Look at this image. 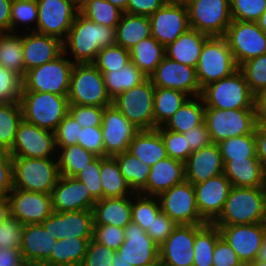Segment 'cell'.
Here are the masks:
<instances>
[{"label":"cell","mask_w":266,"mask_h":266,"mask_svg":"<svg viewBox=\"0 0 266 266\" xmlns=\"http://www.w3.org/2000/svg\"><path fill=\"white\" fill-rule=\"evenodd\" d=\"M115 44V28L94 23L78 13L63 41V52H71L73 63H93L102 48Z\"/></svg>","instance_id":"6da1fadb"},{"label":"cell","mask_w":266,"mask_h":266,"mask_svg":"<svg viewBox=\"0 0 266 266\" xmlns=\"http://www.w3.org/2000/svg\"><path fill=\"white\" fill-rule=\"evenodd\" d=\"M266 223V187L232 186L216 226Z\"/></svg>","instance_id":"7a4b0ae2"},{"label":"cell","mask_w":266,"mask_h":266,"mask_svg":"<svg viewBox=\"0 0 266 266\" xmlns=\"http://www.w3.org/2000/svg\"><path fill=\"white\" fill-rule=\"evenodd\" d=\"M13 186L23 191L51 194L59 177L57 159L12 156Z\"/></svg>","instance_id":"3957f363"},{"label":"cell","mask_w":266,"mask_h":266,"mask_svg":"<svg viewBox=\"0 0 266 266\" xmlns=\"http://www.w3.org/2000/svg\"><path fill=\"white\" fill-rule=\"evenodd\" d=\"M201 97L206 108L254 109V94L240 69L205 86Z\"/></svg>","instance_id":"277c9868"},{"label":"cell","mask_w":266,"mask_h":266,"mask_svg":"<svg viewBox=\"0 0 266 266\" xmlns=\"http://www.w3.org/2000/svg\"><path fill=\"white\" fill-rule=\"evenodd\" d=\"M68 96L46 92L22 91L20 103L23 119L31 124L55 132L68 114Z\"/></svg>","instance_id":"5b68a950"},{"label":"cell","mask_w":266,"mask_h":266,"mask_svg":"<svg viewBox=\"0 0 266 266\" xmlns=\"http://www.w3.org/2000/svg\"><path fill=\"white\" fill-rule=\"evenodd\" d=\"M67 98L69 105L107 107L112 104L103 74L93 63L74 64Z\"/></svg>","instance_id":"8992f818"},{"label":"cell","mask_w":266,"mask_h":266,"mask_svg":"<svg viewBox=\"0 0 266 266\" xmlns=\"http://www.w3.org/2000/svg\"><path fill=\"white\" fill-rule=\"evenodd\" d=\"M239 69L224 36H210L204 43L196 67L201 90Z\"/></svg>","instance_id":"52a82bcc"},{"label":"cell","mask_w":266,"mask_h":266,"mask_svg":"<svg viewBox=\"0 0 266 266\" xmlns=\"http://www.w3.org/2000/svg\"><path fill=\"white\" fill-rule=\"evenodd\" d=\"M64 56L67 55L63 52L53 61L26 71L22 78V91L50 92L68 96L71 73L75 63Z\"/></svg>","instance_id":"ba28073f"},{"label":"cell","mask_w":266,"mask_h":266,"mask_svg":"<svg viewBox=\"0 0 266 266\" xmlns=\"http://www.w3.org/2000/svg\"><path fill=\"white\" fill-rule=\"evenodd\" d=\"M155 86L147 77L142 83L112 99V104L139 130L154 129Z\"/></svg>","instance_id":"9c48e42d"},{"label":"cell","mask_w":266,"mask_h":266,"mask_svg":"<svg viewBox=\"0 0 266 266\" xmlns=\"http://www.w3.org/2000/svg\"><path fill=\"white\" fill-rule=\"evenodd\" d=\"M205 124L212 143L252 134L258 124L254 109L205 108Z\"/></svg>","instance_id":"30bf717a"},{"label":"cell","mask_w":266,"mask_h":266,"mask_svg":"<svg viewBox=\"0 0 266 266\" xmlns=\"http://www.w3.org/2000/svg\"><path fill=\"white\" fill-rule=\"evenodd\" d=\"M189 24L208 36H224L232 22L230 0H186Z\"/></svg>","instance_id":"8fae6325"},{"label":"cell","mask_w":266,"mask_h":266,"mask_svg":"<svg viewBox=\"0 0 266 266\" xmlns=\"http://www.w3.org/2000/svg\"><path fill=\"white\" fill-rule=\"evenodd\" d=\"M224 37L238 67L252 58L266 54V34L257 22L232 20Z\"/></svg>","instance_id":"7c38bea8"},{"label":"cell","mask_w":266,"mask_h":266,"mask_svg":"<svg viewBox=\"0 0 266 266\" xmlns=\"http://www.w3.org/2000/svg\"><path fill=\"white\" fill-rule=\"evenodd\" d=\"M161 211L177 225L206 224L200 217L193 184L184 181L157 196Z\"/></svg>","instance_id":"4fadbf2b"},{"label":"cell","mask_w":266,"mask_h":266,"mask_svg":"<svg viewBox=\"0 0 266 266\" xmlns=\"http://www.w3.org/2000/svg\"><path fill=\"white\" fill-rule=\"evenodd\" d=\"M38 6L37 28L32 31L53 36L62 42L79 10L70 0H36Z\"/></svg>","instance_id":"5bb4252c"},{"label":"cell","mask_w":266,"mask_h":266,"mask_svg":"<svg viewBox=\"0 0 266 266\" xmlns=\"http://www.w3.org/2000/svg\"><path fill=\"white\" fill-rule=\"evenodd\" d=\"M149 19L152 37L164 47L191 28L186 4L179 0H168Z\"/></svg>","instance_id":"9a60e30c"},{"label":"cell","mask_w":266,"mask_h":266,"mask_svg":"<svg viewBox=\"0 0 266 266\" xmlns=\"http://www.w3.org/2000/svg\"><path fill=\"white\" fill-rule=\"evenodd\" d=\"M8 152L12 156L26 158H53L51 155L56 152L55 132L23 119L18 126L12 148Z\"/></svg>","instance_id":"2e32d148"},{"label":"cell","mask_w":266,"mask_h":266,"mask_svg":"<svg viewBox=\"0 0 266 266\" xmlns=\"http://www.w3.org/2000/svg\"><path fill=\"white\" fill-rule=\"evenodd\" d=\"M155 87L176 89L191 97L201 96L196 68L173 61L166 56L149 76Z\"/></svg>","instance_id":"e0dca14e"},{"label":"cell","mask_w":266,"mask_h":266,"mask_svg":"<svg viewBox=\"0 0 266 266\" xmlns=\"http://www.w3.org/2000/svg\"><path fill=\"white\" fill-rule=\"evenodd\" d=\"M105 157H114L129 148L139 131L113 104L104 107L101 125Z\"/></svg>","instance_id":"ac0fdd59"},{"label":"cell","mask_w":266,"mask_h":266,"mask_svg":"<svg viewBox=\"0 0 266 266\" xmlns=\"http://www.w3.org/2000/svg\"><path fill=\"white\" fill-rule=\"evenodd\" d=\"M8 199L10 216L23 225L42 223L53 212L51 194L13 188L8 194Z\"/></svg>","instance_id":"d6986e66"},{"label":"cell","mask_w":266,"mask_h":266,"mask_svg":"<svg viewBox=\"0 0 266 266\" xmlns=\"http://www.w3.org/2000/svg\"><path fill=\"white\" fill-rule=\"evenodd\" d=\"M218 228L223 240L232 247L243 264L257 258L266 234V223L218 226Z\"/></svg>","instance_id":"ffe728a7"},{"label":"cell","mask_w":266,"mask_h":266,"mask_svg":"<svg viewBox=\"0 0 266 266\" xmlns=\"http://www.w3.org/2000/svg\"><path fill=\"white\" fill-rule=\"evenodd\" d=\"M124 238L117 250L120 259L132 266H148L159 261V246L138 224L131 221L124 228Z\"/></svg>","instance_id":"44dd1931"},{"label":"cell","mask_w":266,"mask_h":266,"mask_svg":"<svg viewBox=\"0 0 266 266\" xmlns=\"http://www.w3.org/2000/svg\"><path fill=\"white\" fill-rule=\"evenodd\" d=\"M54 238H93L94 220L92 210L52 212L42 223Z\"/></svg>","instance_id":"7402d4cb"},{"label":"cell","mask_w":266,"mask_h":266,"mask_svg":"<svg viewBox=\"0 0 266 266\" xmlns=\"http://www.w3.org/2000/svg\"><path fill=\"white\" fill-rule=\"evenodd\" d=\"M200 217L213 223L221 214L232 187L229 179L221 174L193 185Z\"/></svg>","instance_id":"603a6c76"},{"label":"cell","mask_w":266,"mask_h":266,"mask_svg":"<svg viewBox=\"0 0 266 266\" xmlns=\"http://www.w3.org/2000/svg\"><path fill=\"white\" fill-rule=\"evenodd\" d=\"M195 225H178L159 246L163 266H192L194 259Z\"/></svg>","instance_id":"cb8c5ba5"},{"label":"cell","mask_w":266,"mask_h":266,"mask_svg":"<svg viewBox=\"0 0 266 266\" xmlns=\"http://www.w3.org/2000/svg\"><path fill=\"white\" fill-rule=\"evenodd\" d=\"M51 201L54 212L92 210L96 203L84 183L62 175L51 192Z\"/></svg>","instance_id":"d4e9b609"},{"label":"cell","mask_w":266,"mask_h":266,"mask_svg":"<svg viewBox=\"0 0 266 266\" xmlns=\"http://www.w3.org/2000/svg\"><path fill=\"white\" fill-rule=\"evenodd\" d=\"M185 181L194 184L223 174L224 163L216 143L193 151L184 162Z\"/></svg>","instance_id":"484cf974"},{"label":"cell","mask_w":266,"mask_h":266,"mask_svg":"<svg viewBox=\"0 0 266 266\" xmlns=\"http://www.w3.org/2000/svg\"><path fill=\"white\" fill-rule=\"evenodd\" d=\"M22 36L23 61L26 71L53 61L63 53V42L35 31Z\"/></svg>","instance_id":"4316f807"},{"label":"cell","mask_w":266,"mask_h":266,"mask_svg":"<svg viewBox=\"0 0 266 266\" xmlns=\"http://www.w3.org/2000/svg\"><path fill=\"white\" fill-rule=\"evenodd\" d=\"M57 239L45 230L41 223L25 224L22 232L20 251L29 265H43L51 256Z\"/></svg>","instance_id":"83f0119b"},{"label":"cell","mask_w":266,"mask_h":266,"mask_svg":"<svg viewBox=\"0 0 266 266\" xmlns=\"http://www.w3.org/2000/svg\"><path fill=\"white\" fill-rule=\"evenodd\" d=\"M184 181V163L167 157L150 167L147 184L139 193L146 196H158Z\"/></svg>","instance_id":"f1b7e54d"},{"label":"cell","mask_w":266,"mask_h":266,"mask_svg":"<svg viewBox=\"0 0 266 266\" xmlns=\"http://www.w3.org/2000/svg\"><path fill=\"white\" fill-rule=\"evenodd\" d=\"M223 174L234 187H266V169L258 158L223 161Z\"/></svg>","instance_id":"f546056e"},{"label":"cell","mask_w":266,"mask_h":266,"mask_svg":"<svg viewBox=\"0 0 266 266\" xmlns=\"http://www.w3.org/2000/svg\"><path fill=\"white\" fill-rule=\"evenodd\" d=\"M131 196L102 198L93 206L94 225H111L125 228L131 222Z\"/></svg>","instance_id":"4dcf8cb0"},{"label":"cell","mask_w":266,"mask_h":266,"mask_svg":"<svg viewBox=\"0 0 266 266\" xmlns=\"http://www.w3.org/2000/svg\"><path fill=\"white\" fill-rule=\"evenodd\" d=\"M209 37L190 28L165 47V56L173 61L196 68L202 47Z\"/></svg>","instance_id":"1f68e13d"},{"label":"cell","mask_w":266,"mask_h":266,"mask_svg":"<svg viewBox=\"0 0 266 266\" xmlns=\"http://www.w3.org/2000/svg\"><path fill=\"white\" fill-rule=\"evenodd\" d=\"M128 151L150 167L168 157L157 129L139 130L130 142Z\"/></svg>","instance_id":"d6a6232c"},{"label":"cell","mask_w":266,"mask_h":266,"mask_svg":"<svg viewBox=\"0 0 266 266\" xmlns=\"http://www.w3.org/2000/svg\"><path fill=\"white\" fill-rule=\"evenodd\" d=\"M116 44L129 50L143 39L151 35L149 16L123 13L120 22L115 28Z\"/></svg>","instance_id":"836d02e7"},{"label":"cell","mask_w":266,"mask_h":266,"mask_svg":"<svg viewBox=\"0 0 266 266\" xmlns=\"http://www.w3.org/2000/svg\"><path fill=\"white\" fill-rule=\"evenodd\" d=\"M205 104L201 96L190 97L163 125L176 133H185L201 125L205 118Z\"/></svg>","instance_id":"e575fe53"},{"label":"cell","mask_w":266,"mask_h":266,"mask_svg":"<svg viewBox=\"0 0 266 266\" xmlns=\"http://www.w3.org/2000/svg\"><path fill=\"white\" fill-rule=\"evenodd\" d=\"M100 181L102 198L132 196L133 190L121 174L115 157L100 156Z\"/></svg>","instance_id":"d590c367"},{"label":"cell","mask_w":266,"mask_h":266,"mask_svg":"<svg viewBox=\"0 0 266 266\" xmlns=\"http://www.w3.org/2000/svg\"><path fill=\"white\" fill-rule=\"evenodd\" d=\"M92 238H64L57 240L50 258L43 266H80Z\"/></svg>","instance_id":"8d00e7d4"},{"label":"cell","mask_w":266,"mask_h":266,"mask_svg":"<svg viewBox=\"0 0 266 266\" xmlns=\"http://www.w3.org/2000/svg\"><path fill=\"white\" fill-rule=\"evenodd\" d=\"M129 54L130 61L149 77L165 57V47L150 36L131 47Z\"/></svg>","instance_id":"74e56055"},{"label":"cell","mask_w":266,"mask_h":266,"mask_svg":"<svg viewBox=\"0 0 266 266\" xmlns=\"http://www.w3.org/2000/svg\"><path fill=\"white\" fill-rule=\"evenodd\" d=\"M220 238V230L213 223L195 224L192 266H213L214 247Z\"/></svg>","instance_id":"f35d334b"},{"label":"cell","mask_w":266,"mask_h":266,"mask_svg":"<svg viewBox=\"0 0 266 266\" xmlns=\"http://www.w3.org/2000/svg\"><path fill=\"white\" fill-rule=\"evenodd\" d=\"M57 163L60 175L75 177L88 164L93 162L98 156L91 151L84 149L81 145L56 146Z\"/></svg>","instance_id":"ab89813d"},{"label":"cell","mask_w":266,"mask_h":266,"mask_svg":"<svg viewBox=\"0 0 266 266\" xmlns=\"http://www.w3.org/2000/svg\"><path fill=\"white\" fill-rule=\"evenodd\" d=\"M111 99L142 83L147 76L131 61L120 70L101 71Z\"/></svg>","instance_id":"60d3db41"},{"label":"cell","mask_w":266,"mask_h":266,"mask_svg":"<svg viewBox=\"0 0 266 266\" xmlns=\"http://www.w3.org/2000/svg\"><path fill=\"white\" fill-rule=\"evenodd\" d=\"M189 98V95L176 89L155 87L154 129L163 126Z\"/></svg>","instance_id":"b9f144b4"},{"label":"cell","mask_w":266,"mask_h":266,"mask_svg":"<svg viewBox=\"0 0 266 266\" xmlns=\"http://www.w3.org/2000/svg\"><path fill=\"white\" fill-rule=\"evenodd\" d=\"M114 157L125 181L134 193H139L147 184L150 166L136 158L128 150Z\"/></svg>","instance_id":"7bdbcfd3"},{"label":"cell","mask_w":266,"mask_h":266,"mask_svg":"<svg viewBox=\"0 0 266 266\" xmlns=\"http://www.w3.org/2000/svg\"><path fill=\"white\" fill-rule=\"evenodd\" d=\"M22 120L20 101L0 104V149L9 151L12 148Z\"/></svg>","instance_id":"ee69618b"},{"label":"cell","mask_w":266,"mask_h":266,"mask_svg":"<svg viewBox=\"0 0 266 266\" xmlns=\"http://www.w3.org/2000/svg\"><path fill=\"white\" fill-rule=\"evenodd\" d=\"M0 65L24 77L22 34L7 32L3 36L0 46Z\"/></svg>","instance_id":"f6af8a7d"},{"label":"cell","mask_w":266,"mask_h":266,"mask_svg":"<svg viewBox=\"0 0 266 266\" xmlns=\"http://www.w3.org/2000/svg\"><path fill=\"white\" fill-rule=\"evenodd\" d=\"M223 161L258 158L255 144V131L252 134L227 138L217 143Z\"/></svg>","instance_id":"bcb514c9"},{"label":"cell","mask_w":266,"mask_h":266,"mask_svg":"<svg viewBox=\"0 0 266 266\" xmlns=\"http://www.w3.org/2000/svg\"><path fill=\"white\" fill-rule=\"evenodd\" d=\"M79 13L94 23L116 28L124 12L106 0H90Z\"/></svg>","instance_id":"7dc6e473"},{"label":"cell","mask_w":266,"mask_h":266,"mask_svg":"<svg viewBox=\"0 0 266 266\" xmlns=\"http://www.w3.org/2000/svg\"><path fill=\"white\" fill-rule=\"evenodd\" d=\"M134 197L136 199L132 200L131 221L147 231L161 211L159 200L157 196H146L140 193H134Z\"/></svg>","instance_id":"c3c4849f"},{"label":"cell","mask_w":266,"mask_h":266,"mask_svg":"<svg viewBox=\"0 0 266 266\" xmlns=\"http://www.w3.org/2000/svg\"><path fill=\"white\" fill-rule=\"evenodd\" d=\"M129 62V50L115 44L102 48L93 64L100 71H113L122 69Z\"/></svg>","instance_id":"681fc988"},{"label":"cell","mask_w":266,"mask_h":266,"mask_svg":"<svg viewBox=\"0 0 266 266\" xmlns=\"http://www.w3.org/2000/svg\"><path fill=\"white\" fill-rule=\"evenodd\" d=\"M239 69L243 72L253 94L266 88V54L244 62Z\"/></svg>","instance_id":"f907efd6"},{"label":"cell","mask_w":266,"mask_h":266,"mask_svg":"<svg viewBox=\"0 0 266 266\" xmlns=\"http://www.w3.org/2000/svg\"><path fill=\"white\" fill-rule=\"evenodd\" d=\"M156 129L163 139L168 157L184 163L193 152L189 147L187 137H184L182 133L165 129L163 126Z\"/></svg>","instance_id":"816d5d0a"},{"label":"cell","mask_w":266,"mask_h":266,"mask_svg":"<svg viewBox=\"0 0 266 266\" xmlns=\"http://www.w3.org/2000/svg\"><path fill=\"white\" fill-rule=\"evenodd\" d=\"M22 89V77L0 65V104L20 101Z\"/></svg>","instance_id":"f5cc1de1"},{"label":"cell","mask_w":266,"mask_h":266,"mask_svg":"<svg viewBox=\"0 0 266 266\" xmlns=\"http://www.w3.org/2000/svg\"><path fill=\"white\" fill-rule=\"evenodd\" d=\"M266 10V0H230L232 20L256 22Z\"/></svg>","instance_id":"db71d44e"},{"label":"cell","mask_w":266,"mask_h":266,"mask_svg":"<svg viewBox=\"0 0 266 266\" xmlns=\"http://www.w3.org/2000/svg\"><path fill=\"white\" fill-rule=\"evenodd\" d=\"M38 6L36 0H12L10 32L15 33V28L20 24L35 22L37 28Z\"/></svg>","instance_id":"11a10c76"},{"label":"cell","mask_w":266,"mask_h":266,"mask_svg":"<svg viewBox=\"0 0 266 266\" xmlns=\"http://www.w3.org/2000/svg\"><path fill=\"white\" fill-rule=\"evenodd\" d=\"M116 253L117 251L101 245L92 238L80 266H112Z\"/></svg>","instance_id":"9f6ffc18"},{"label":"cell","mask_w":266,"mask_h":266,"mask_svg":"<svg viewBox=\"0 0 266 266\" xmlns=\"http://www.w3.org/2000/svg\"><path fill=\"white\" fill-rule=\"evenodd\" d=\"M75 178L84 183L90 195L96 200L102 199V186L100 181V156L87 165Z\"/></svg>","instance_id":"6f0895ef"},{"label":"cell","mask_w":266,"mask_h":266,"mask_svg":"<svg viewBox=\"0 0 266 266\" xmlns=\"http://www.w3.org/2000/svg\"><path fill=\"white\" fill-rule=\"evenodd\" d=\"M68 113L83 127L101 126L104 107L69 105Z\"/></svg>","instance_id":"680465c9"},{"label":"cell","mask_w":266,"mask_h":266,"mask_svg":"<svg viewBox=\"0 0 266 266\" xmlns=\"http://www.w3.org/2000/svg\"><path fill=\"white\" fill-rule=\"evenodd\" d=\"M24 225L9 216L0 223V247L20 249Z\"/></svg>","instance_id":"91938a15"},{"label":"cell","mask_w":266,"mask_h":266,"mask_svg":"<svg viewBox=\"0 0 266 266\" xmlns=\"http://www.w3.org/2000/svg\"><path fill=\"white\" fill-rule=\"evenodd\" d=\"M82 127L68 113L55 131V146L77 145Z\"/></svg>","instance_id":"94428289"},{"label":"cell","mask_w":266,"mask_h":266,"mask_svg":"<svg viewBox=\"0 0 266 266\" xmlns=\"http://www.w3.org/2000/svg\"><path fill=\"white\" fill-rule=\"evenodd\" d=\"M93 239L117 251L125 240L124 229L111 225H94Z\"/></svg>","instance_id":"6125c7cd"},{"label":"cell","mask_w":266,"mask_h":266,"mask_svg":"<svg viewBox=\"0 0 266 266\" xmlns=\"http://www.w3.org/2000/svg\"><path fill=\"white\" fill-rule=\"evenodd\" d=\"M78 145L93 152L97 156L105 157L104 142L101 126L83 127L80 129Z\"/></svg>","instance_id":"be15d7a7"},{"label":"cell","mask_w":266,"mask_h":266,"mask_svg":"<svg viewBox=\"0 0 266 266\" xmlns=\"http://www.w3.org/2000/svg\"><path fill=\"white\" fill-rule=\"evenodd\" d=\"M177 226L178 225L164 212L160 211L157 214L156 219L153 220L151 228H149L146 233L158 246H160Z\"/></svg>","instance_id":"e7e4bbea"},{"label":"cell","mask_w":266,"mask_h":266,"mask_svg":"<svg viewBox=\"0 0 266 266\" xmlns=\"http://www.w3.org/2000/svg\"><path fill=\"white\" fill-rule=\"evenodd\" d=\"M13 188L12 155L0 149V198L8 197Z\"/></svg>","instance_id":"03108f58"},{"label":"cell","mask_w":266,"mask_h":266,"mask_svg":"<svg viewBox=\"0 0 266 266\" xmlns=\"http://www.w3.org/2000/svg\"><path fill=\"white\" fill-rule=\"evenodd\" d=\"M213 266H244L232 247L221 237L213 253Z\"/></svg>","instance_id":"003e7915"},{"label":"cell","mask_w":266,"mask_h":266,"mask_svg":"<svg viewBox=\"0 0 266 266\" xmlns=\"http://www.w3.org/2000/svg\"><path fill=\"white\" fill-rule=\"evenodd\" d=\"M182 134L184 137H187V142L192 151L199 150L212 143L205 121L201 125L191 128Z\"/></svg>","instance_id":"a7ac6f4b"},{"label":"cell","mask_w":266,"mask_h":266,"mask_svg":"<svg viewBox=\"0 0 266 266\" xmlns=\"http://www.w3.org/2000/svg\"><path fill=\"white\" fill-rule=\"evenodd\" d=\"M168 0H128L127 13L150 16L160 9Z\"/></svg>","instance_id":"89a4df30"},{"label":"cell","mask_w":266,"mask_h":266,"mask_svg":"<svg viewBox=\"0 0 266 266\" xmlns=\"http://www.w3.org/2000/svg\"><path fill=\"white\" fill-rule=\"evenodd\" d=\"M20 249L0 247V266H24Z\"/></svg>","instance_id":"2644e50d"},{"label":"cell","mask_w":266,"mask_h":266,"mask_svg":"<svg viewBox=\"0 0 266 266\" xmlns=\"http://www.w3.org/2000/svg\"><path fill=\"white\" fill-rule=\"evenodd\" d=\"M257 157L266 169V124L258 123L255 128Z\"/></svg>","instance_id":"8c879c8a"},{"label":"cell","mask_w":266,"mask_h":266,"mask_svg":"<svg viewBox=\"0 0 266 266\" xmlns=\"http://www.w3.org/2000/svg\"><path fill=\"white\" fill-rule=\"evenodd\" d=\"M254 112L257 122L266 124V88L254 94Z\"/></svg>","instance_id":"753ad0ef"},{"label":"cell","mask_w":266,"mask_h":266,"mask_svg":"<svg viewBox=\"0 0 266 266\" xmlns=\"http://www.w3.org/2000/svg\"><path fill=\"white\" fill-rule=\"evenodd\" d=\"M12 0H0V32H10Z\"/></svg>","instance_id":"34e18365"},{"label":"cell","mask_w":266,"mask_h":266,"mask_svg":"<svg viewBox=\"0 0 266 266\" xmlns=\"http://www.w3.org/2000/svg\"><path fill=\"white\" fill-rule=\"evenodd\" d=\"M10 216V202L8 197L0 198V223Z\"/></svg>","instance_id":"11e5206c"},{"label":"cell","mask_w":266,"mask_h":266,"mask_svg":"<svg viewBox=\"0 0 266 266\" xmlns=\"http://www.w3.org/2000/svg\"><path fill=\"white\" fill-rule=\"evenodd\" d=\"M256 259L266 262V234H265V237L263 238V241H262V244H261V247L259 249Z\"/></svg>","instance_id":"2a66077c"},{"label":"cell","mask_w":266,"mask_h":266,"mask_svg":"<svg viewBox=\"0 0 266 266\" xmlns=\"http://www.w3.org/2000/svg\"><path fill=\"white\" fill-rule=\"evenodd\" d=\"M106 1L118 7L122 12L127 13L128 0H106Z\"/></svg>","instance_id":"b9fcfbb0"},{"label":"cell","mask_w":266,"mask_h":266,"mask_svg":"<svg viewBox=\"0 0 266 266\" xmlns=\"http://www.w3.org/2000/svg\"><path fill=\"white\" fill-rule=\"evenodd\" d=\"M256 22L259 28L266 34V10L263 12V14L259 17V19Z\"/></svg>","instance_id":"09005b40"},{"label":"cell","mask_w":266,"mask_h":266,"mask_svg":"<svg viewBox=\"0 0 266 266\" xmlns=\"http://www.w3.org/2000/svg\"><path fill=\"white\" fill-rule=\"evenodd\" d=\"M113 265L112 266H132L131 264H129L128 262L120 259V255L118 253H116L113 261H112Z\"/></svg>","instance_id":"979ff035"},{"label":"cell","mask_w":266,"mask_h":266,"mask_svg":"<svg viewBox=\"0 0 266 266\" xmlns=\"http://www.w3.org/2000/svg\"><path fill=\"white\" fill-rule=\"evenodd\" d=\"M73 5L80 11L90 0H70Z\"/></svg>","instance_id":"deb4b68c"},{"label":"cell","mask_w":266,"mask_h":266,"mask_svg":"<svg viewBox=\"0 0 266 266\" xmlns=\"http://www.w3.org/2000/svg\"><path fill=\"white\" fill-rule=\"evenodd\" d=\"M244 266H266V262L255 259L245 263Z\"/></svg>","instance_id":"67dfc351"},{"label":"cell","mask_w":266,"mask_h":266,"mask_svg":"<svg viewBox=\"0 0 266 266\" xmlns=\"http://www.w3.org/2000/svg\"><path fill=\"white\" fill-rule=\"evenodd\" d=\"M148 266H163V264L160 262V261H157L151 265H148Z\"/></svg>","instance_id":"b62a3aed"},{"label":"cell","mask_w":266,"mask_h":266,"mask_svg":"<svg viewBox=\"0 0 266 266\" xmlns=\"http://www.w3.org/2000/svg\"><path fill=\"white\" fill-rule=\"evenodd\" d=\"M7 32H0V46H1V43H2V38L3 36L6 34Z\"/></svg>","instance_id":"603ad722"},{"label":"cell","mask_w":266,"mask_h":266,"mask_svg":"<svg viewBox=\"0 0 266 266\" xmlns=\"http://www.w3.org/2000/svg\"><path fill=\"white\" fill-rule=\"evenodd\" d=\"M26 266H43V265H29V264H26Z\"/></svg>","instance_id":"5803f987"}]
</instances>
